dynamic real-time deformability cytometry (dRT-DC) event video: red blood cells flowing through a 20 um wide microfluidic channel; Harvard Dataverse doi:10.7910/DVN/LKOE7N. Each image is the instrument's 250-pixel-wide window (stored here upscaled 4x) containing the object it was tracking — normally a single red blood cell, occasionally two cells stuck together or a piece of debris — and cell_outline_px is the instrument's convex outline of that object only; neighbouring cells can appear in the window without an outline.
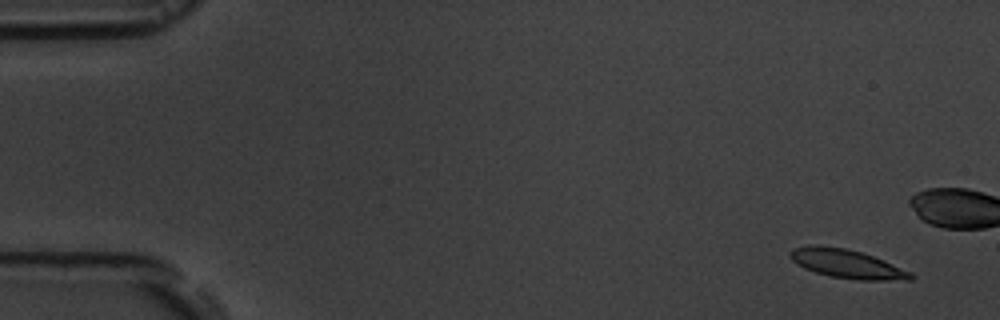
{"species": "common noctule bat (a hibernating species)", "species_latin": "Nyctalus noctula", "temperature_condition": "room temperature", "stored_images_in_passage": 5, "camera_frame_rate_fps": 3000, "um_per_image_px": 0.085, "animal": {"sex": "male", "body_mass_g": 19.5, "forearm_length_mm": 54.6}, "frame": {"image": 1, "passage_image": 1, "time_ms": 0.0, "image_size_px": [1000, 320], "cell_outline_px": [[916, 276], [912, 280], [860, 280], [832, 276], [816, 272], [804, 268], [796, 264], [788, 256], [788, 252], [792, 248], [812, 244], [816, 244], [848, 248], [884, 260], [912, 272]], "centroid_in_image_um": [71.97, 22.41], "position_along_channel_um": 13.0, "area_um2": 20.46}}